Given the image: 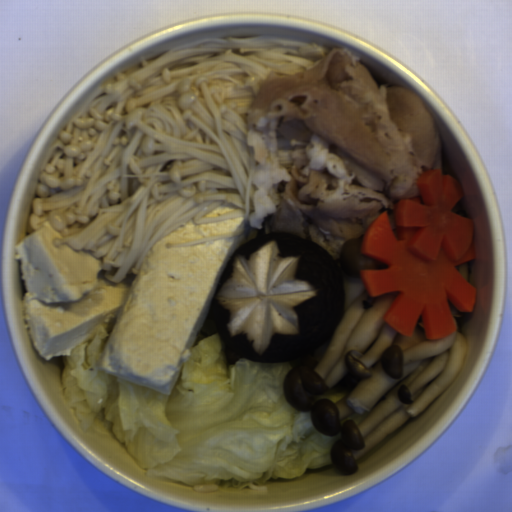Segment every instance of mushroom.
Returning <instances> with one entry per match:
<instances>
[{
	"label": "mushroom",
	"mask_w": 512,
	"mask_h": 512,
	"mask_svg": "<svg viewBox=\"0 0 512 512\" xmlns=\"http://www.w3.org/2000/svg\"><path fill=\"white\" fill-rule=\"evenodd\" d=\"M212 301L228 348L243 359L282 364L328 342L342 318L345 278L325 246L265 233L236 249Z\"/></svg>",
	"instance_id": "mushroom-1"
}]
</instances>
